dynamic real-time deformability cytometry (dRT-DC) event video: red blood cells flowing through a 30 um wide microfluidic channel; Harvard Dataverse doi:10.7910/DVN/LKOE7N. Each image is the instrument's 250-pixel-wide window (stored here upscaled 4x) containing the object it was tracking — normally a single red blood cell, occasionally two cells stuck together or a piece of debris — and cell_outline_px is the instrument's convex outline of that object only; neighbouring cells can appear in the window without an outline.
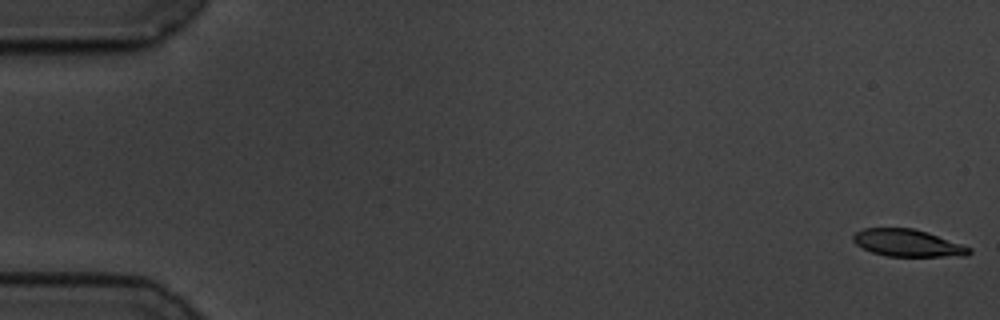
{"species": "common noctule bat (a hibernating species)", "species_latin": "Nyctalus noctula", "temperature_condition": "cold", "stored_images_in_passage": 58, "camera_frame_rate_fps": 3000, "um_per_image_px": 0.085, "animal": {"sex": "male", "body_mass_g": 19.5, "forearm_length_mm": 54.6}, "frame": {"image": 1, "passage_image": 1, "time_ms": 0.0, "image_size_px": [1000, 320], "cell_outline_px": [[972, 252], [968, 256], [888, 256], [872, 252], [856, 244], [852, 240], [852, 236], [856, 232], [864, 228], [912, 228], [928, 232], [972, 248]], "centroid_in_image_um": [77.17, 20.65], "position_along_channel_um": 7.8, "area_um2": 18.32}}
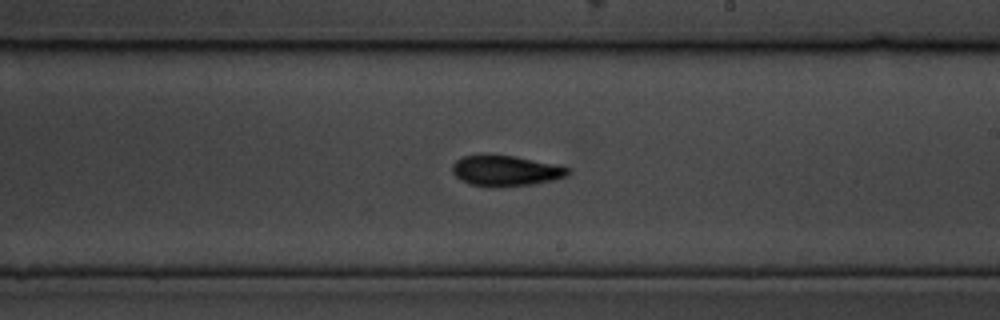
{"frame": {"image": 2, "passage_image": 34, "time_ms": 11.0, "image_size_px": [1000, 320], "cell_outline_px": [[572, 172], [568, 176], [552, 180], [532, 184], [492, 188], [468, 184], [460, 180], [452, 172], [452, 164], [456, 160], [464, 156], [484, 152], [488, 152], [516, 156], [560, 164], [572, 168]], "centroid_in_image_um": [42.99, 14.48], "position_along_channel_um": 246.0, "area_um2": 21.73}}
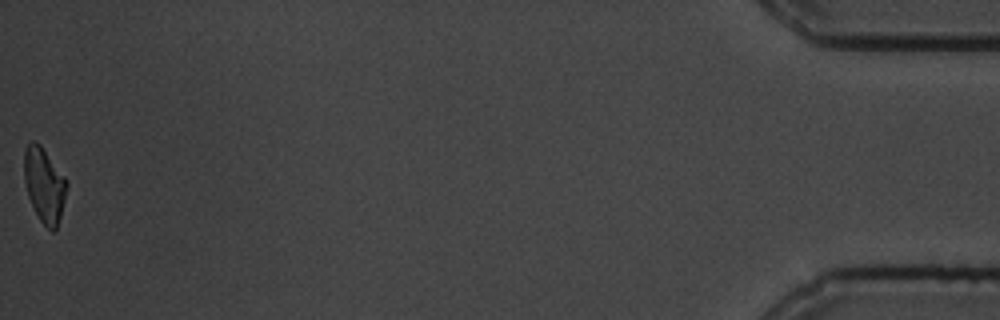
{"frame": {"image": 3, "passage_image": 58, "time_ms": 19.0, "image_size_px": [1000, 320], "cell_outline_px": [[68, 184], [60, 216], [56, 228], [52, 232], [40, 220], [28, 196], [24, 180], [24, 148], [32, 140], [36, 140], [40, 144], [68, 180]], "centroid_in_image_um": [3.76, 15.67], "position_along_channel_um": 431.4, "area_um2": 18.44}, "authors_computed_cell_mechanics": {"area_um2": 20.1722, "velocity_mm_per_s": 3.496, "shape_relaxation_time_tau1_ms": 2.9491, "shape_relaxation_time_tau2_ms": 3.525, "deformation_change_tau1": 0.1162, "deformation_change_tau2": 0.0948}}